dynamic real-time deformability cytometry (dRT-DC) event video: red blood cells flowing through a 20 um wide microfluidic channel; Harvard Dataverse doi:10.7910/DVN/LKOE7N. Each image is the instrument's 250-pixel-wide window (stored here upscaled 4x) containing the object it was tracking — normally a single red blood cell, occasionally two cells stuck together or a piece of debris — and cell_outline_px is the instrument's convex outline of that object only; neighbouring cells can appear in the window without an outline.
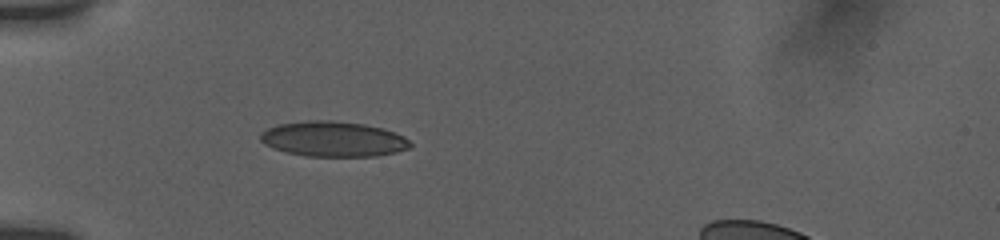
{"species": "human", "species_latin": "Homo sapiens", "temperature_condition": "room temperature", "stored_images_in_passage": 38, "camera_frame_rate_fps": 3000, "um_per_image_px": 0.085, "donor": {"sex": "female"}, "frame": {"image": 1, "passage_image": 1, "time_ms": 0.0, "image_size_px": [1000, 240], "cell_outline_px": [[412, 144], [408, 148], [396, 152], [376, 156], [304, 156], [272, 148], [264, 144], [260, 140], [260, 132], [268, 128], [280, 124], [308, 120], [332, 120], [364, 124], [384, 128], [404, 136]], "centroid_in_image_um": [28.32, 11.81], "position_along_channel_um": 56.7, "area_um2": 30.81}}
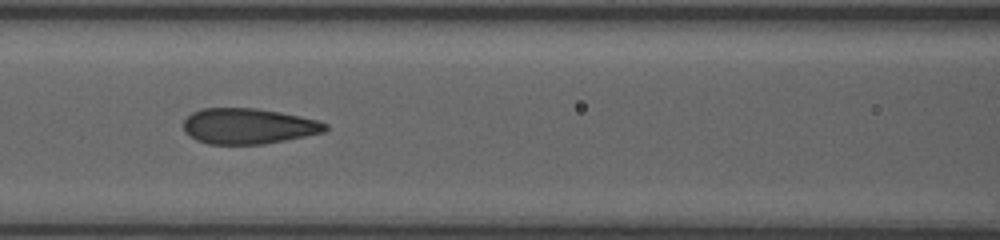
{"frame": {"image": 2, "passage_image": 15, "time_ms": 2.667, "image_size_px": [1000, 240], "cell_outline_px": [[328, 128], [324, 132], [264, 144], [208, 144], [196, 140], [184, 132], [184, 120], [192, 112], [204, 108], [256, 108], [280, 112], [300, 116], [316, 120], [328, 124]], "centroid_in_image_um": [21.09, 10.72], "position_along_channel_um": 145.5, "area_um2": 29.36}}
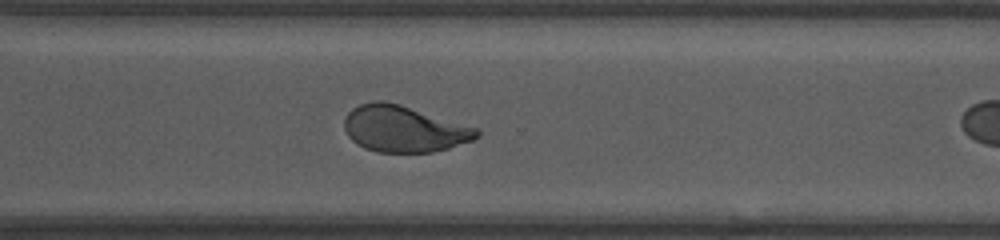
{"frame": {"image": 3, "passage_image": 36, "time_ms": 6.333, "image_size_px": [1000, 240], "cell_outline_px": [[480, 136], [472, 140], [448, 148], [432, 152], [376, 152], [364, 148], [356, 144], [348, 136], [344, 128], [344, 120], [348, 112], [352, 108], [360, 104], [376, 100], [380, 100], [400, 104], [476, 128], [480, 132]], "centroid_in_image_um": [34.29, 10.96], "position_along_channel_um": 336.3, "area_um2": 35.6}}